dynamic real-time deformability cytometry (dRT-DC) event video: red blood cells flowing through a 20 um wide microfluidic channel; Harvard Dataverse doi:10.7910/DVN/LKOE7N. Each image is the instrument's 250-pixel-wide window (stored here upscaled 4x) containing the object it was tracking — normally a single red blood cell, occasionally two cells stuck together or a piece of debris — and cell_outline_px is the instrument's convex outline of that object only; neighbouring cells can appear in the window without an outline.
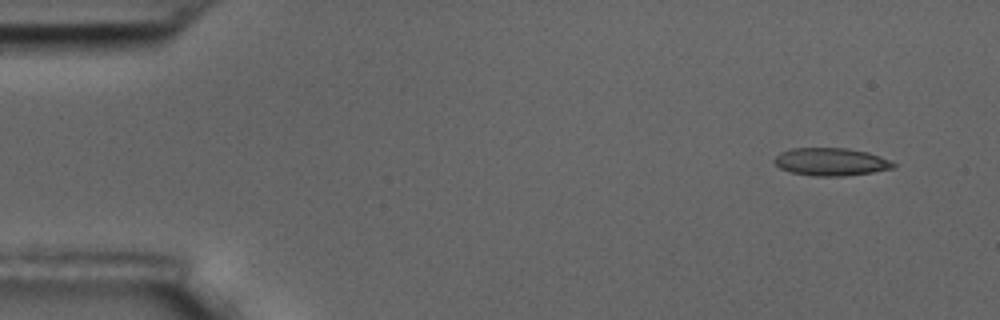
{"species": "common noctule bat (a hibernating species)", "species_latin": "Nyctalus noctula", "temperature_condition": "room temperature", "stored_images_in_passage": 14, "camera_frame_rate_fps": 3000, "um_per_image_px": 0.085, "animal": {"sex": "male", "body_mass_g": 17.5, "forearm_length_mm": 52.3}, "frame": {"image": 1, "passage_image": 1, "time_ms": 0.0, "image_size_px": [1000, 320], "cell_outline_px": [[896, 168], [872, 172], [844, 176], [812, 176], [792, 172], [780, 168], [772, 160], [780, 152], [792, 148], [848, 148], [868, 152], [888, 160], [896, 164]], "centroid_in_image_um": [70.62, 13.75], "position_along_channel_um": 14.4, "area_um2": 19.25}}
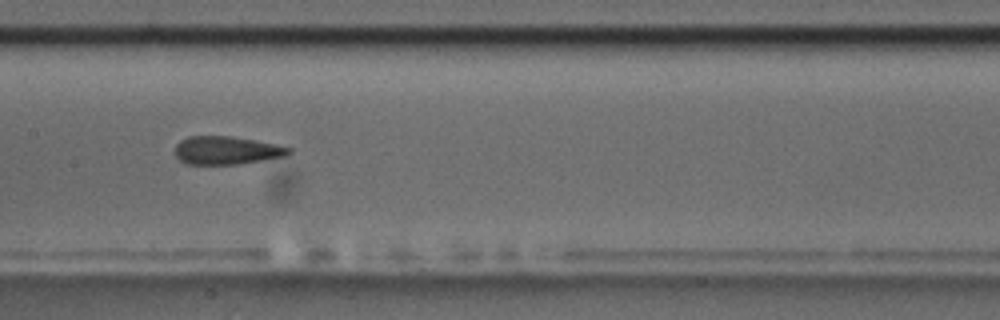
{"frame": {"image": 2, "passage_image": 7, "time_ms": 2.0, "image_size_px": [1000, 320], "cell_outline_px": [[292, 152], [288, 156], [240, 164], [188, 164], [180, 160], [176, 156], [176, 144], [180, 140], [188, 136], [228, 136], [276, 144], [292, 148]], "centroid_in_image_um": [19.29, 12.79], "position_along_channel_um": 188.1, "area_um2": 18.67}}
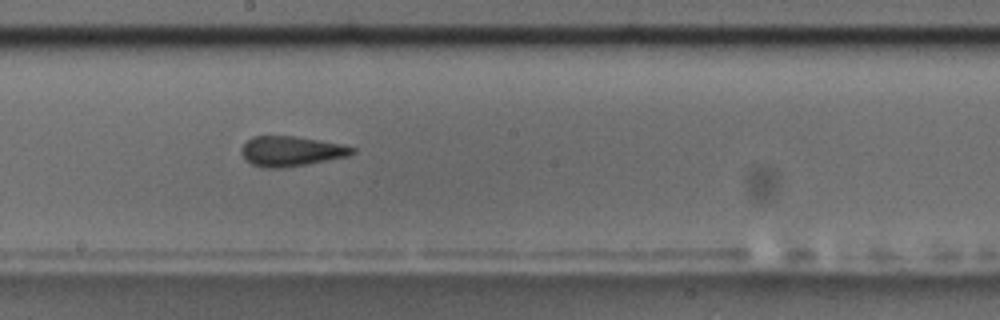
{"frame": {"image": 3, "passage_image": 8, "time_ms": 2.333, "image_size_px": [1000, 320], "cell_outline_px": [[356, 152], [348, 156], [308, 164], [284, 168], [264, 168], [252, 164], [240, 152], [240, 148], [252, 136], [292, 136], [340, 144], [356, 148]], "centroid_in_image_um": [24.74, 12.86], "position_along_channel_um": 223.5, "area_um2": 19.25}}